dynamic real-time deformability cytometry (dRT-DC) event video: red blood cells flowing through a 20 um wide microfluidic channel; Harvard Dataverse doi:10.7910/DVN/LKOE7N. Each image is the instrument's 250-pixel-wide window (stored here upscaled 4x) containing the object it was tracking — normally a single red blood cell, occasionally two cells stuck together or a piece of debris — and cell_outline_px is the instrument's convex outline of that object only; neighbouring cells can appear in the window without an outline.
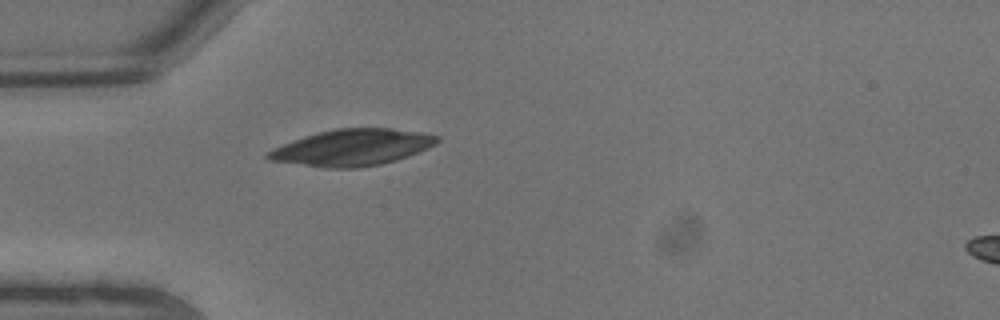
{"species": "common noctule bat (a hibernating species)", "species_latin": "Nyctalus noctula", "temperature_condition": "warm", "stored_images_in_passage": 1, "camera_frame_rate_fps": 3000, "um_per_image_px": 0.085, "animal": {"sex": "male", "body_mass_g": 13.3}, "frame": {"image": 1, "passage_image": 1, "time_ms": 0.0, "image_size_px": [1000, 320], "cell_outline_px": [[440, 140], [436, 144], [428, 148], [408, 156], [396, 160], [380, 164], [356, 168], [324, 168], [268, 160], [264, 156], [264, 152], [272, 148], [304, 136], [336, 128], [392, 128], [420, 132], [440, 136]], "centroid_in_image_um": [29.91, 12.54], "position_along_channel_um": 55.1, "area_um2": 36.01}}